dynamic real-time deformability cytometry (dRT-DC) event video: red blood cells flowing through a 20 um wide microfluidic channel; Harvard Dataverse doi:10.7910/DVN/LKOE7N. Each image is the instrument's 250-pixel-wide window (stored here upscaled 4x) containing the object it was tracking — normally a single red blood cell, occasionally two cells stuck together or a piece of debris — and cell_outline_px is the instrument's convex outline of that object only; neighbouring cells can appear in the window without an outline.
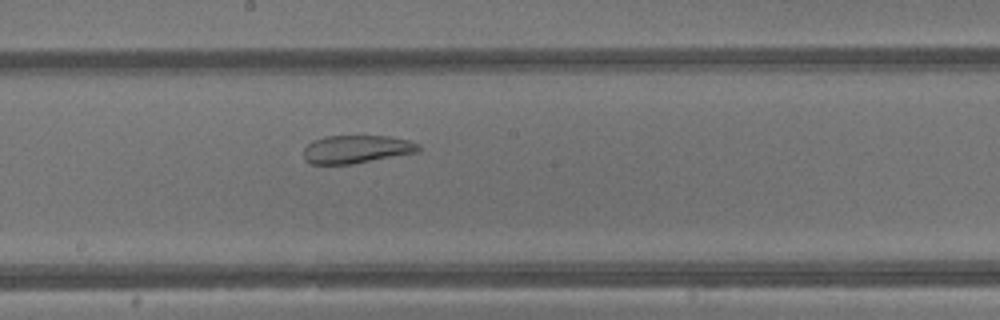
{"species": "common noctule bat (a hibernating species)", "species_latin": "Nyctalus noctula", "temperature_condition": "warm", "stored_images_in_passage": 42, "camera_frame_rate_fps": 3000, "um_per_image_px": 0.085, "animal": {"sex": "male", "body_mass_g": 13.3}, "frame": {"image": 1, "passage_image": 22, "time_ms": 7.0, "image_size_px": [1000, 320], "cell_outline_px": [[420, 152], [352, 164], [312, 164], [304, 160], [304, 148], [312, 140], [324, 136], [388, 136], [408, 140], [420, 144]], "centroid_in_image_um": [30.31, 12.68], "position_along_channel_um": 217.9, "area_um2": 18.96}}
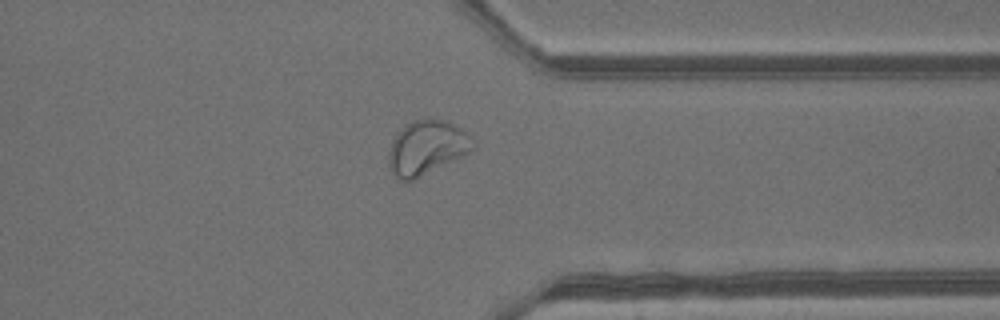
{"frame": {"image": 2, "passage_image": 32, "time_ms": 10.333, "image_size_px": [1000, 320], "cell_outline_px": [[476, 148], [412, 180], [400, 180], [392, 172], [388, 164], [388, 152], [392, 140], [412, 120], [428, 116], [444, 120], [452, 124], [464, 132], [476, 144]], "centroid_in_image_um": [36.24, 12.51], "position_along_channel_um": 375.2, "area_um2": 26.07}}
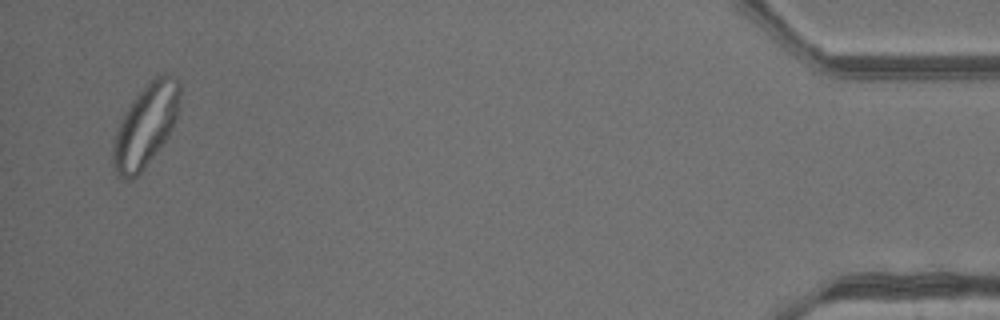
{"frame": {"image": 3, "passage_image": 40, "time_ms": 13.0, "image_size_px": [1000, 320], "cell_outline_px": [[180, 96], [176, 120], [168, 136], [140, 172], [132, 180], [128, 180], [116, 176], [112, 164], [112, 140], [120, 120], [124, 112], [132, 100], [156, 76], [176, 76], [180, 84]], "centroid_in_image_um": [12.34, 10.71], "position_along_channel_um": 422.9, "area_um2": 31.85}, "authors_computed_cell_mechanics": {"area_um2": 27.8018, "velocity_mm_per_s": 4.8319, "shape_relaxation_time_tau1_ms": null, "shape_relaxation_time_tau2_ms": 1.1614, "deformation_change_tau1": null, "deformation_change_tau2": 0.0777}}